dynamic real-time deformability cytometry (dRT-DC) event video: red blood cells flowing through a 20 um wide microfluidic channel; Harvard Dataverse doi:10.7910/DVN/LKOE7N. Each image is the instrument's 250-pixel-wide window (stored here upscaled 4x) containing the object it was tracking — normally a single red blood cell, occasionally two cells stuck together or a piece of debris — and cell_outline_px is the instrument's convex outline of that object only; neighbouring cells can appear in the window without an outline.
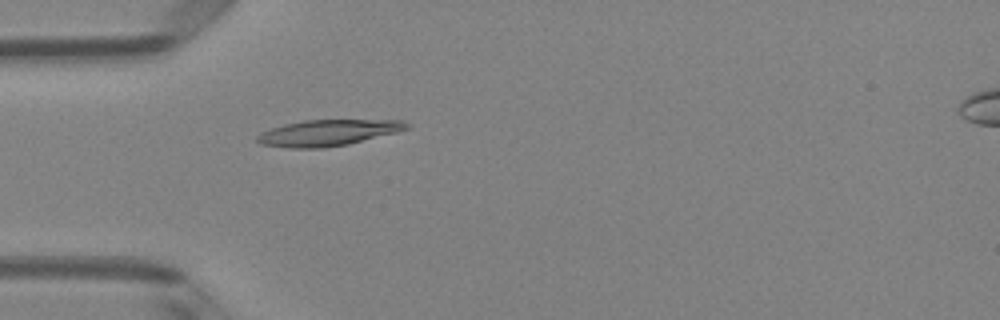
{"species": "Egyptian fruit bat (a non-hibernating species)", "species_latin": "Rousettus aegyptiacus", "temperature_condition": "room temperature", "stored_images_in_passage": 37, "camera_frame_rate_fps": 3000, "um_per_image_px": 0.085, "animal": {"sex": "female"}, "frame": {"image": 1, "passage_image": 2, "time_ms": 0.333, "image_size_px": [1000, 320], "cell_outline_px": [[412, 124], [408, 128], [396, 132], [348, 144], [324, 148], [288, 148], [260, 144], [256, 140], [256, 136], [260, 132], [284, 124], [304, 120], [404, 120]], "centroid_in_image_um": [27.86, 11.28], "position_along_channel_um": 57.1, "area_um2": 22.77}}
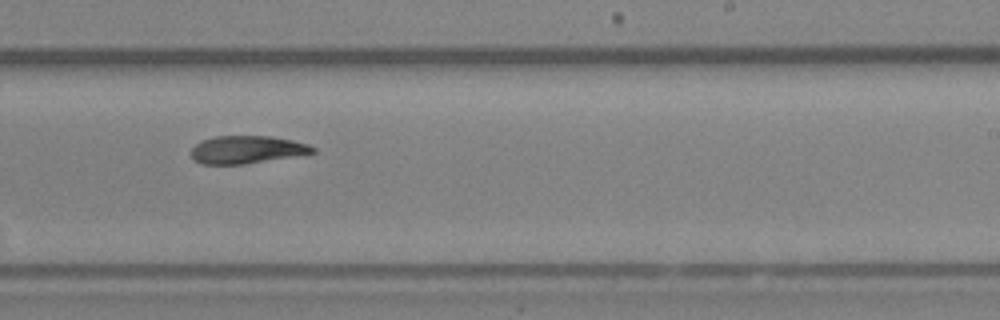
{"frame": {"image": 2, "passage_image": 18, "time_ms": 5.667, "image_size_px": [1000, 320], "cell_outline_px": [[316, 152], [244, 164], [200, 164], [192, 160], [192, 148], [200, 140], [216, 136], [272, 136], [292, 140], [308, 144], [316, 148]], "centroid_in_image_um": [20.95, 12.71], "position_along_channel_um": 268.1, "area_um2": 19.59}}
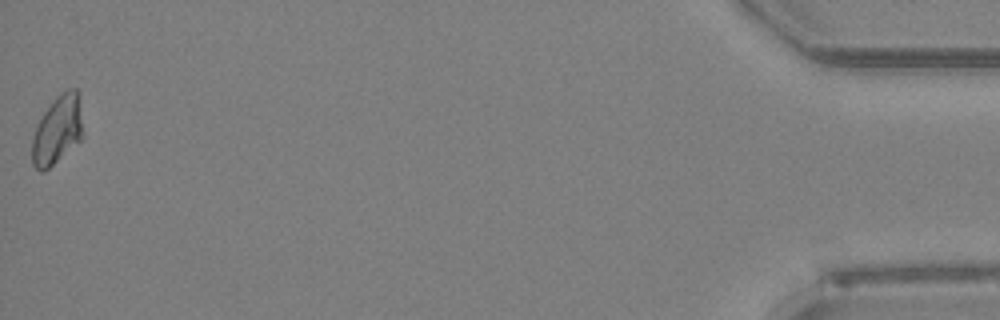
{"frame": {"image": 3, "passage_image": 37, "time_ms": 12.0, "image_size_px": [1000, 320], "cell_outline_px": [[84, 136], [80, 140], [44, 172], [40, 172], [32, 164], [32, 136], [36, 124], [44, 112], [56, 96], [60, 92], [68, 88], [76, 88], [80, 92]], "centroid_in_image_um": [4.9, 11.0], "position_along_channel_um": 430.3, "area_um2": 20.75}, "authors_computed_cell_mechanics": {"area_um2": 20.519, "velocity_mm_per_s": 4.0544, "shape_relaxation_time_tau1_ms": null, "shape_relaxation_time_tau2_ms": 6.9383, "deformation_change_tau1": null, "deformation_change_tau2": 0.1385}}